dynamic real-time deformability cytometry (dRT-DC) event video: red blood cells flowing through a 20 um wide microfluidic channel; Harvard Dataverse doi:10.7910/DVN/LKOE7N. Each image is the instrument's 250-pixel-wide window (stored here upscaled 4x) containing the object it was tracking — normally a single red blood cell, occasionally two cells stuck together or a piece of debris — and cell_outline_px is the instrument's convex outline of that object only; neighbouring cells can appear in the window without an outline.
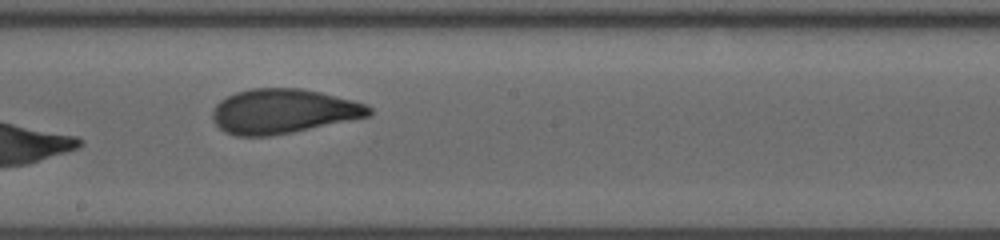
{"species": "human", "species_latin": "Homo sapiens", "temperature_condition": "room temperature", "stored_images_in_passage": 17, "camera_frame_rate_fps": 3000, "um_per_image_px": 0.085, "donor": {"sex": "male"}, "frame": {"image": 1, "passage_image": 10, "time_ms": 6.667, "image_size_px": [1000, 240], "cell_outline_px": [[372, 112], [368, 116], [292, 132], [268, 136], [236, 136], [224, 132], [212, 120], [212, 108], [220, 100], [236, 92], [252, 88], [300, 88], [320, 92], [368, 104], [372, 108]], "centroid_in_image_um": [24.03, 9.45], "position_along_channel_um": 224.2, "area_um2": 40.52}}